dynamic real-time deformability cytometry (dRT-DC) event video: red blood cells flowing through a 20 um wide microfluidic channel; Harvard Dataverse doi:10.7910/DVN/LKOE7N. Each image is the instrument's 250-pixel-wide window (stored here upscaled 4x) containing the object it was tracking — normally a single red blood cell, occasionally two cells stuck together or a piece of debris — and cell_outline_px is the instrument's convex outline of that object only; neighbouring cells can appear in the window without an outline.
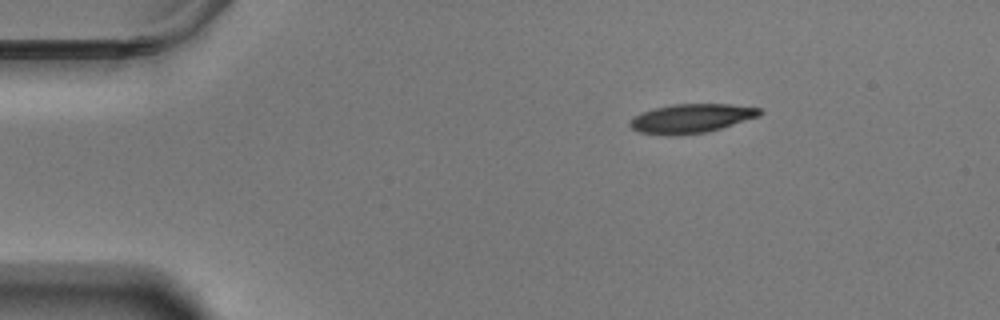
{"species": "Egyptian fruit bat (a non-hibernating species)", "species_latin": "Rousettus aegyptiacus", "temperature_condition": "warm", "stored_images_in_passage": 49, "camera_frame_rate_fps": 3000, "um_per_image_px": 0.085, "animal": {"sex": "male"}, "frame": {"image": 1, "passage_image": 1, "time_ms": 0.0, "image_size_px": [1000, 320], "cell_outline_px": [[764, 112], [760, 116], [720, 128], [704, 132], [640, 132], [632, 128], [628, 124], [632, 116], [640, 112], [672, 104], [728, 104], [760, 108]], "centroid_in_image_um": [58.81, 10.0], "position_along_channel_um": 26.2, "area_um2": 20.98}}
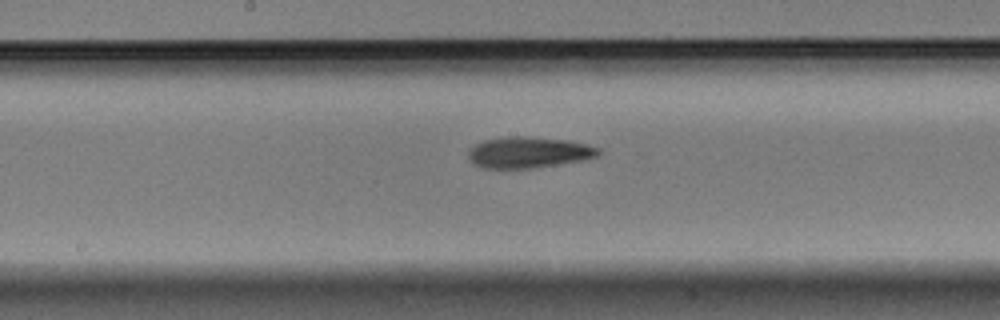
{"frame": {"image": 2, "passage_image": 22, "time_ms": 7.0, "image_size_px": [1000, 320], "cell_outline_px": [[600, 152], [596, 156], [584, 160], [532, 168], [484, 168], [472, 164], [468, 156], [468, 152], [476, 144], [484, 140], [508, 136], [524, 136], [568, 140], [600, 148]], "centroid_in_image_um": [44.91, 12.95], "position_along_channel_um": 203.3, "area_um2": 23.47}}
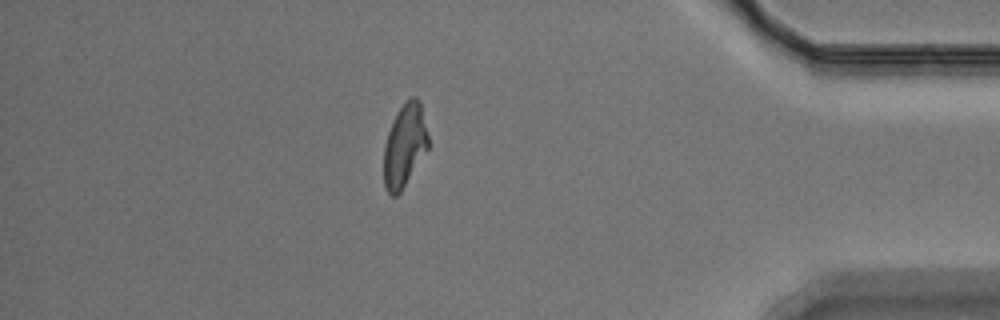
{"frame": {"image": 3, "passage_image": 42, "time_ms": 13.667, "image_size_px": [1000, 320], "cell_outline_px": [[428, 148], [400, 192], [396, 196], [392, 196], [384, 188], [384, 144], [392, 120], [396, 112], [412, 96], [416, 96], [420, 100], [428, 136]], "centroid_in_image_um": [34.38, 12.36], "position_along_channel_um": 400.8, "area_um2": 21.33}, "authors_computed_cell_mechanics": {"area_um2": 22.831, "velocity_mm_per_s": 3.4987, "shape_relaxation_time_tau1_ms": 3.4211, "shape_relaxation_time_tau2_ms": 10.2548, "deformation_change_tau1": 0.1648, "deformation_change_tau2": 0.2118}}